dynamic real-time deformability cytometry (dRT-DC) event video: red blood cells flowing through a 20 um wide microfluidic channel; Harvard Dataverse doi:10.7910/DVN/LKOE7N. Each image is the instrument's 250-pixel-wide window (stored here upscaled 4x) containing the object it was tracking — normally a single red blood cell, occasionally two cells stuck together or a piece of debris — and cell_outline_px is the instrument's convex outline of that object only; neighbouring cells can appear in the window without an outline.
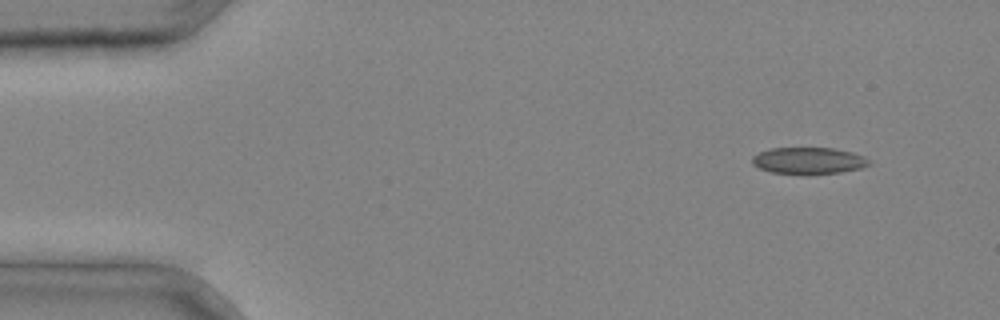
{"species": "common noctule bat (a hibernating species)", "species_latin": "Nyctalus noctula", "temperature_condition": "cold", "stored_images_in_passage": 3, "camera_frame_rate_fps": 3000, "um_per_image_px": 0.085, "animal": {"sex": "male", "body_mass_g": 20.4}, "frame": {"image": 1, "passage_image": 1, "time_ms": 0.0, "image_size_px": [1000, 320], "cell_outline_px": [[872, 164], [860, 168], [840, 172], [772, 172], [760, 168], [752, 164], [752, 156], [760, 152], [772, 148], [832, 148], [852, 152], [864, 156], [872, 160]], "centroid_in_image_um": [68.77, 13.62], "position_along_channel_um": 16.2, "area_um2": 17.57}}
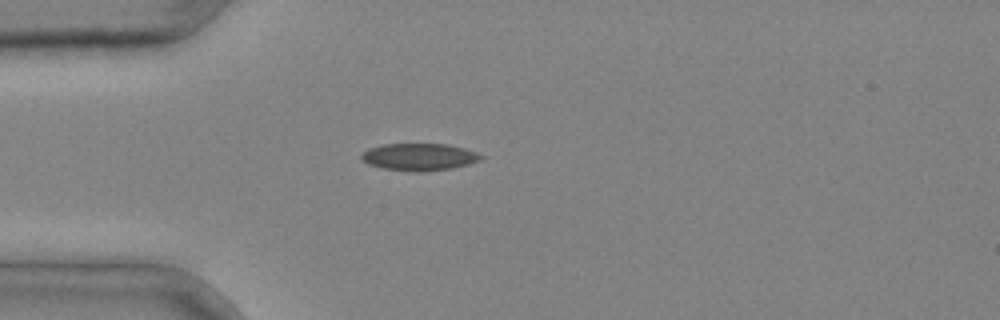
{"frame": {"image": 2, "passage_image": 3, "time_ms": 0.667, "image_size_px": [1000, 320], "cell_outline_px": [[484, 156], [480, 160], [468, 164], [452, 168], [420, 172], [416, 172], [384, 168], [368, 164], [360, 156], [368, 148], [380, 144], [448, 144], [464, 148], [476, 152]], "centroid_in_image_um": [35.64, 13.33], "position_along_channel_um": 49.4, "area_um2": 18.84}}